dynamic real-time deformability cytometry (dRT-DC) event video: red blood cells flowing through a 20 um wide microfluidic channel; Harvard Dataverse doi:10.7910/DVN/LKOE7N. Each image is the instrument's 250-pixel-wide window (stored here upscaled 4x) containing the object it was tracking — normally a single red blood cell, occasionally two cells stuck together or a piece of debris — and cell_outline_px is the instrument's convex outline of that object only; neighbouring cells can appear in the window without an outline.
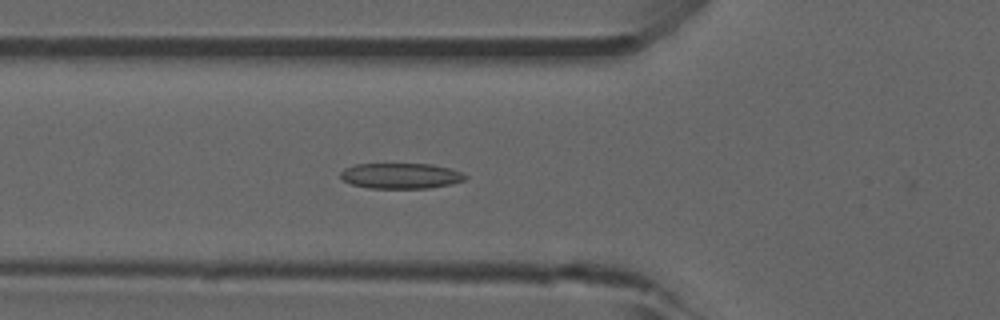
{"species": "common noctule bat (a hibernating species)", "species_latin": "Nyctalus noctula", "temperature_condition": "room temperature", "stored_images_in_passage": 6, "camera_frame_rate_fps": 3000, "um_per_image_px": 0.085, "animal": {"sex": "male", "forearm_length_mm": 52.5}, "frame": {"image": 1, "passage_image": 5, "time_ms": 1.333, "image_size_px": [1000, 320], "cell_outline_px": [[468, 176], [464, 180], [448, 184], [428, 188], [368, 188], [352, 184], [344, 180], [340, 176], [340, 172], [344, 168], [356, 164], [432, 164], [448, 168], [460, 172]], "centroid_in_image_um": [34.03, 14.94], "position_along_channel_um": 91.8, "area_um2": 18.38}}